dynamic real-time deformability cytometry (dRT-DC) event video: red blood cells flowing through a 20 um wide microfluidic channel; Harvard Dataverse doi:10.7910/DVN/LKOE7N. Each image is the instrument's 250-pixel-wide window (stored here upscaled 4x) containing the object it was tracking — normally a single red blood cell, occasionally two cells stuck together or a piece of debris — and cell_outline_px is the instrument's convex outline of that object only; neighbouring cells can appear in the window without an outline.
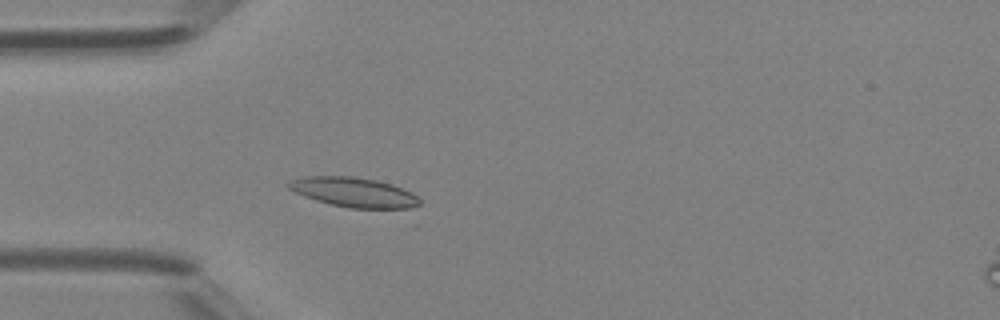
{"species": "Egyptian fruit bat (a non-hibernating species)", "species_latin": "Rousettus aegyptiacus", "temperature_condition": "room temperature", "stored_images_in_passage": 45, "camera_frame_rate_fps": 3000, "um_per_image_px": 0.085, "animal": {"sex": "female"}, "frame": {"image": 1, "passage_image": 12, "time_ms": 3.667, "image_size_px": [1000, 320], "cell_outline_px": [[420, 204], [408, 212], [404, 212], [348, 208], [316, 200], [304, 196], [288, 188], [284, 184], [288, 180], [304, 176], [352, 176], [376, 180], [392, 184], [412, 192], [420, 200]], "centroid_in_image_um": [30.18, 16.39], "position_along_channel_um": 54.8, "area_um2": 23.76}}
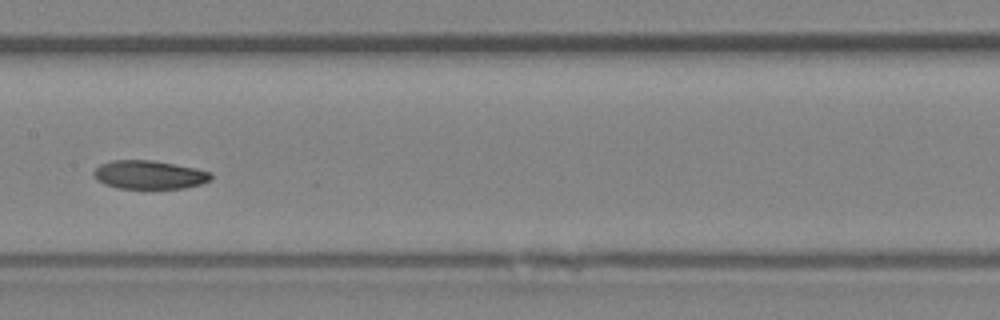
{"frame": {"image": 2, "passage_image": 22, "time_ms": 7.0, "image_size_px": [1000, 320], "cell_outline_px": [[212, 180], [200, 184], [184, 188], [120, 188], [104, 184], [96, 180], [92, 176], [92, 172], [100, 164], [112, 160], [152, 160], [196, 168], [212, 172]], "centroid_in_image_um": [12.67, 14.85], "position_along_channel_um": 194.7, "area_um2": 19.59}}
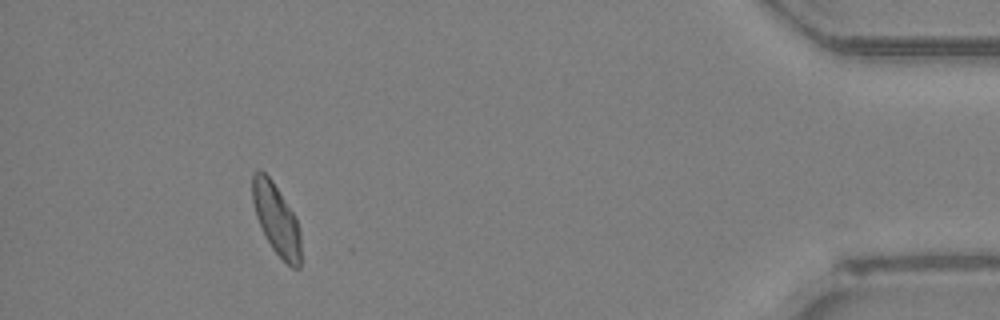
{"frame": {"image": 3, "passage_image": 41, "time_ms": 13.333, "image_size_px": [1000, 320], "cell_outline_px": [[300, 268], [292, 268], [272, 248], [256, 216], [252, 200], [252, 172], [260, 168], [272, 180], [296, 216], [300, 232]], "centroid_in_image_um": [23.49, 18.58], "position_along_channel_um": 411.7, "area_um2": 19.88}, "authors_computed_cell_mechanics": {"area_um2": 20.4034, "velocity_mm_per_s": 4.4021, "shape_relaxation_time_tau1_ms": 4.9239, "shape_relaxation_time_tau2_ms": null, "deformation_change_tau1": 0.1071, "deformation_change_tau2": null}}